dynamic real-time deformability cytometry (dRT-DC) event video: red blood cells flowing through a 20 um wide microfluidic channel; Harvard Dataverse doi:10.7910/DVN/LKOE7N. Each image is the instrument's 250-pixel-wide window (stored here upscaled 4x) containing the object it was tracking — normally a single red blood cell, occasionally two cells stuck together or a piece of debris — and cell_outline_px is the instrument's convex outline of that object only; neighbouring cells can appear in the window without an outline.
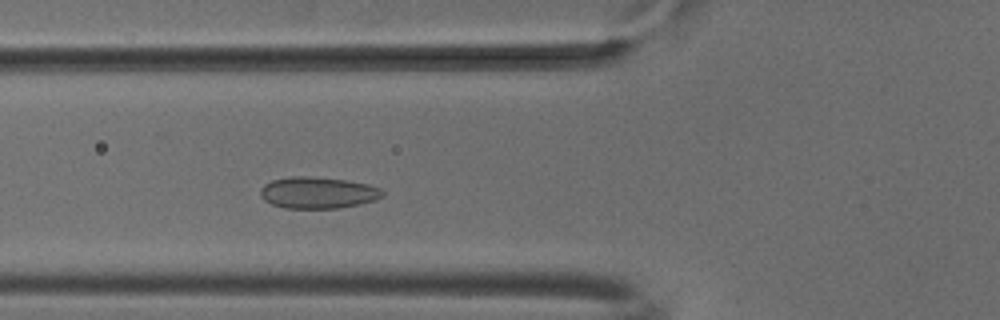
{"species": "common noctule bat (a hibernating species)", "species_latin": "Nyctalus noctula", "temperature_condition": "cold", "stored_images_in_passage": 25, "camera_frame_rate_fps": 3000, "um_per_image_px": 0.085, "animal": {"sex": "male", "body_mass_g": 18.8}, "frame": {"image": 1, "passage_image": 9, "time_ms": 2.667, "image_size_px": [1000, 320], "cell_outline_px": [[384, 196], [376, 200], [360, 204], [336, 208], [284, 208], [272, 204], [264, 200], [260, 196], [260, 188], [264, 184], [272, 180], [292, 176], [308, 176], [348, 180], [368, 184], [380, 188], [384, 192]], "centroid_in_image_um": [27.02, 16.37], "position_along_channel_um": 98.8, "area_um2": 22.6}}
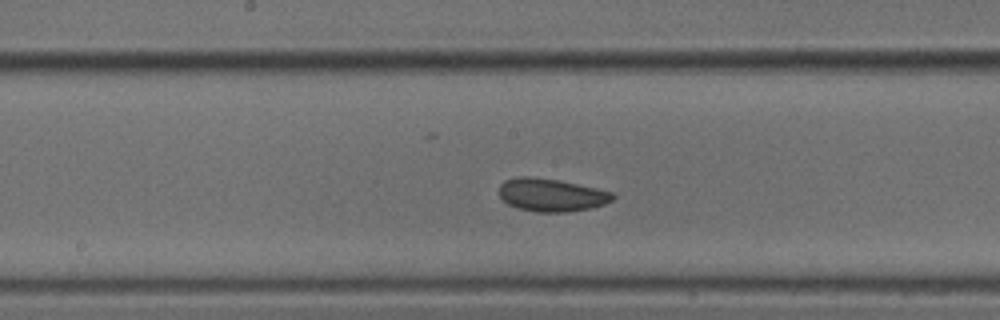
{"frame": {"image": 2, "passage_image": 17, "time_ms": 5.333, "image_size_px": [1000, 320], "cell_outline_px": [[616, 196], [612, 200], [604, 204], [588, 208], [564, 212], [536, 212], [516, 208], [508, 204], [500, 196], [500, 184], [504, 180], [520, 176], [528, 176], [560, 180], [612, 192]], "centroid_in_image_um": [46.84, 16.57], "position_along_channel_um": 201.4, "area_um2": 21.68}}
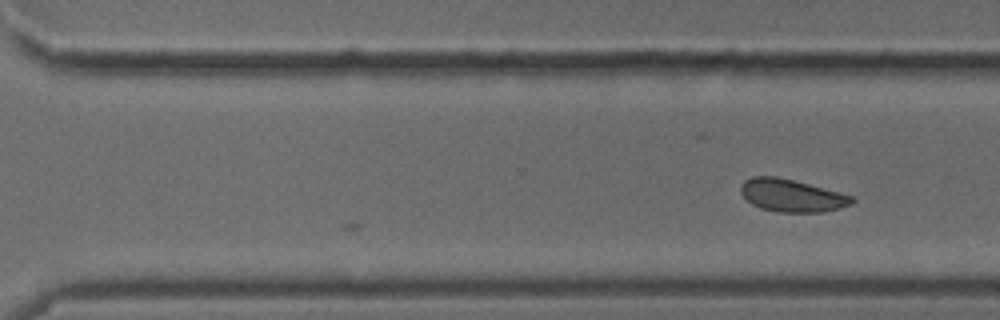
{"frame": {"image": 3, "passage_image": 25, "time_ms": 8.0, "image_size_px": [1000, 320], "cell_outline_px": [[856, 200], [852, 204], [824, 212], [780, 212], [760, 208], [752, 204], [740, 192], [740, 184], [744, 180], [752, 176], [776, 176], [840, 192], [852, 196]], "centroid_in_image_um": [67.28, 16.61], "position_along_channel_um": 303.3, "area_um2": 21.04}}